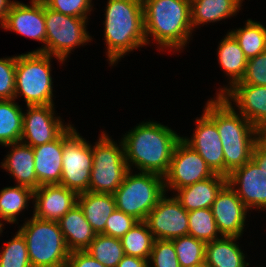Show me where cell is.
Listing matches in <instances>:
<instances>
[{
	"instance_id": "obj_23",
	"label": "cell",
	"mask_w": 266,
	"mask_h": 267,
	"mask_svg": "<svg viewBox=\"0 0 266 267\" xmlns=\"http://www.w3.org/2000/svg\"><path fill=\"white\" fill-rule=\"evenodd\" d=\"M57 222L70 252L85 251L97 235L78 203Z\"/></svg>"
},
{
	"instance_id": "obj_38",
	"label": "cell",
	"mask_w": 266,
	"mask_h": 267,
	"mask_svg": "<svg viewBox=\"0 0 266 267\" xmlns=\"http://www.w3.org/2000/svg\"><path fill=\"white\" fill-rule=\"evenodd\" d=\"M16 56L0 58V100L14 99Z\"/></svg>"
},
{
	"instance_id": "obj_34",
	"label": "cell",
	"mask_w": 266,
	"mask_h": 267,
	"mask_svg": "<svg viewBox=\"0 0 266 267\" xmlns=\"http://www.w3.org/2000/svg\"><path fill=\"white\" fill-rule=\"evenodd\" d=\"M175 247L180 267H190L201 264L205 259L206 243L186 235L171 240Z\"/></svg>"
},
{
	"instance_id": "obj_15",
	"label": "cell",
	"mask_w": 266,
	"mask_h": 267,
	"mask_svg": "<svg viewBox=\"0 0 266 267\" xmlns=\"http://www.w3.org/2000/svg\"><path fill=\"white\" fill-rule=\"evenodd\" d=\"M221 236L241 237L249 210L227 183L211 206Z\"/></svg>"
},
{
	"instance_id": "obj_27",
	"label": "cell",
	"mask_w": 266,
	"mask_h": 267,
	"mask_svg": "<svg viewBox=\"0 0 266 267\" xmlns=\"http://www.w3.org/2000/svg\"><path fill=\"white\" fill-rule=\"evenodd\" d=\"M243 0H191L192 28L208 22H217L239 12Z\"/></svg>"
},
{
	"instance_id": "obj_30",
	"label": "cell",
	"mask_w": 266,
	"mask_h": 267,
	"mask_svg": "<svg viewBox=\"0 0 266 267\" xmlns=\"http://www.w3.org/2000/svg\"><path fill=\"white\" fill-rule=\"evenodd\" d=\"M33 199V190L29 187L16 185L5 187L0 191V212L2 220L15 223L20 212L29 206L27 203Z\"/></svg>"
},
{
	"instance_id": "obj_31",
	"label": "cell",
	"mask_w": 266,
	"mask_h": 267,
	"mask_svg": "<svg viewBox=\"0 0 266 267\" xmlns=\"http://www.w3.org/2000/svg\"><path fill=\"white\" fill-rule=\"evenodd\" d=\"M125 255L143 258L148 261L154 237L145 221H138L120 239Z\"/></svg>"
},
{
	"instance_id": "obj_40",
	"label": "cell",
	"mask_w": 266,
	"mask_h": 267,
	"mask_svg": "<svg viewBox=\"0 0 266 267\" xmlns=\"http://www.w3.org/2000/svg\"><path fill=\"white\" fill-rule=\"evenodd\" d=\"M137 222L134 217L115 209L108 217L102 234L121 239Z\"/></svg>"
},
{
	"instance_id": "obj_20",
	"label": "cell",
	"mask_w": 266,
	"mask_h": 267,
	"mask_svg": "<svg viewBox=\"0 0 266 267\" xmlns=\"http://www.w3.org/2000/svg\"><path fill=\"white\" fill-rule=\"evenodd\" d=\"M63 146L64 132L52 142L32 147L38 187L46 184H60Z\"/></svg>"
},
{
	"instance_id": "obj_10",
	"label": "cell",
	"mask_w": 266,
	"mask_h": 267,
	"mask_svg": "<svg viewBox=\"0 0 266 267\" xmlns=\"http://www.w3.org/2000/svg\"><path fill=\"white\" fill-rule=\"evenodd\" d=\"M92 162V145L80 136L70 124L64 131L60 185L75 191L77 194L87 192Z\"/></svg>"
},
{
	"instance_id": "obj_33",
	"label": "cell",
	"mask_w": 266,
	"mask_h": 267,
	"mask_svg": "<svg viewBox=\"0 0 266 267\" xmlns=\"http://www.w3.org/2000/svg\"><path fill=\"white\" fill-rule=\"evenodd\" d=\"M219 234L211 208H200L188 212V235L209 243L221 238Z\"/></svg>"
},
{
	"instance_id": "obj_26",
	"label": "cell",
	"mask_w": 266,
	"mask_h": 267,
	"mask_svg": "<svg viewBox=\"0 0 266 267\" xmlns=\"http://www.w3.org/2000/svg\"><path fill=\"white\" fill-rule=\"evenodd\" d=\"M239 237L222 236L206 243L204 262L208 267H247L245 254L235 243Z\"/></svg>"
},
{
	"instance_id": "obj_46",
	"label": "cell",
	"mask_w": 266,
	"mask_h": 267,
	"mask_svg": "<svg viewBox=\"0 0 266 267\" xmlns=\"http://www.w3.org/2000/svg\"><path fill=\"white\" fill-rule=\"evenodd\" d=\"M1 221H2V220H0V234H1V232H3L2 229L4 228V227H3L4 225H3V223H2Z\"/></svg>"
},
{
	"instance_id": "obj_45",
	"label": "cell",
	"mask_w": 266,
	"mask_h": 267,
	"mask_svg": "<svg viewBox=\"0 0 266 267\" xmlns=\"http://www.w3.org/2000/svg\"><path fill=\"white\" fill-rule=\"evenodd\" d=\"M190 267H208V266L206 265L205 262H203L201 264H198V265H195V266H190Z\"/></svg>"
},
{
	"instance_id": "obj_9",
	"label": "cell",
	"mask_w": 266,
	"mask_h": 267,
	"mask_svg": "<svg viewBox=\"0 0 266 267\" xmlns=\"http://www.w3.org/2000/svg\"><path fill=\"white\" fill-rule=\"evenodd\" d=\"M87 18H78L56 12L45 5V46L33 50L56 57L61 64L75 46L85 45L91 38L86 31Z\"/></svg>"
},
{
	"instance_id": "obj_42",
	"label": "cell",
	"mask_w": 266,
	"mask_h": 267,
	"mask_svg": "<svg viewBox=\"0 0 266 267\" xmlns=\"http://www.w3.org/2000/svg\"><path fill=\"white\" fill-rule=\"evenodd\" d=\"M252 160L266 172V133H261L253 150Z\"/></svg>"
},
{
	"instance_id": "obj_11",
	"label": "cell",
	"mask_w": 266,
	"mask_h": 267,
	"mask_svg": "<svg viewBox=\"0 0 266 267\" xmlns=\"http://www.w3.org/2000/svg\"><path fill=\"white\" fill-rule=\"evenodd\" d=\"M214 174L205 160L181 138L174 149L168 171L163 176L165 191L181 189Z\"/></svg>"
},
{
	"instance_id": "obj_43",
	"label": "cell",
	"mask_w": 266,
	"mask_h": 267,
	"mask_svg": "<svg viewBox=\"0 0 266 267\" xmlns=\"http://www.w3.org/2000/svg\"><path fill=\"white\" fill-rule=\"evenodd\" d=\"M148 265L146 259L124 255L116 267H148Z\"/></svg>"
},
{
	"instance_id": "obj_28",
	"label": "cell",
	"mask_w": 266,
	"mask_h": 267,
	"mask_svg": "<svg viewBox=\"0 0 266 267\" xmlns=\"http://www.w3.org/2000/svg\"><path fill=\"white\" fill-rule=\"evenodd\" d=\"M15 98L0 100V145L20 142L23 126V112Z\"/></svg>"
},
{
	"instance_id": "obj_44",
	"label": "cell",
	"mask_w": 266,
	"mask_h": 267,
	"mask_svg": "<svg viewBox=\"0 0 266 267\" xmlns=\"http://www.w3.org/2000/svg\"><path fill=\"white\" fill-rule=\"evenodd\" d=\"M15 1L11 0H0V25L2 26L5 18L10 11L12 5L14 4Z\"/></svg>"
},
{
	"instance_id": "obj_14",
	"label": "cell",
	"mask_w": 266,
	"mask_h": 267,
	"mask_svg": "<svg viewBox=\"0 0 266 267\" xmlns=\"http://www.w3.org/2000/svg\"><path fill=\"white\" fill-rule=\"evenodd\" d=\"M227 183L248 209L266 210V172L252 159L232 171Z\"/></svg>"
},
{
	"instance_id": "obj_21",
	"label": "cell",
	"mask_w": 266,
	"mask_h": 267,
	"mask_svg": "<svg viewBox=\"0 0 266 267\" xmlns=\"http://www.w3.org/2000/svg\"><path fill=\"white\" fill-rule=\"evenodd\" d=\"M227 184V177L214 174L205 180L175 190V199L188 212L200 208H211L220 190Z\"/></svg>"
},
{
	"instance_id": "obj_16",
	"label": "cell",
	"mask_w": 266,
	"mask_h": 267,
	"mask_svg": "<svg viewBox=\"0 0 266 267\" xmlns=\"http://www.w3.org/2000/svg\"><path fill=\"white\" fill-rule=\"evenodd\" d=\"M196 129L193 136L183 138L207 163L211 170L225 176L223 146L216 124L203 112L196 119Z\"/></svg>"
},
{
	"instance_id": "obj_18",
	"label": "cell",
	"mask_w": 266,
	"mask_h": 267,
	"mask_svg": "<svg viewBox=\"0 0 266 267\" xmlns=\"http://www.w3.org/2000/svg\"><path fill=\"white\" fill-rule=\"evenodd\" d=\"M221 97L235 102L240 115L266 133V86L234 84Z\"/></svg>"
},
{
	"instance_id": "obj_41",
	"label": "cell",
	"mask_w": 266,
	"mask_h": 267,
	"mask_svg": "<svg viewBox=\"0 0 266 267\" xmlns=\"http://www.w3.org/2000/svg\"><path fill=\"white\" fill-rule=\"evenodd\" d=\"M66 267H106L86 251L70 252Z\"/></svg>"
},
{
	"instance_id": "obj_35",
	"label": "cell",
	"mask_w": 266,
	"mask_h": 267,
	"mask_svg": "<svg viewBox=\"0 0 266 267\" xmlns=\"http://www.w3.org/2000/svg\"><path fill=\"white\" fill-rule=\"evenodd\" d=\"M0 267H32L26 240L19 230L0 252Z\"/></svg>"
},
{
	"instance_id": "obj_19",
	"label": "cell",
	"mask_w": 266,
	"mask_h": 267,
	"mask_svg": "<svg viewBox=\"0 0 266 267\" xmlns=\"http://www.w3.org/2000/svg\"><path fill=\"white\" fill-rule=\"evenodd\" d=\"M78 194L60 184L41 185L33 190V216L43 220L58 221L75 204Z\"/></svg>"
},
{
	"instance_id": "obj_7",
	"label": "cell",
	"mask_w": 266,
	"mask_h": 267,
	"mask_svg": "<svg viewBox=\"0 0 266 267\" xmlns=\"http://www.w3.org/2000/svg\"><path fill=\"white\" fill-rule=\"evenodd\" d=\"M166 194L164 178L149 172L132 174L128 170L122 184L113 193L116 209L145 221L147 215Z\"/></svg>"
},
{
	"instance_id": "obj_37",
	"label": "cell",
	"mask_w": 266,
	"mask_h": 267,
	"mask_svg": "<svg viewBox=\"0 0 266 267\" xmlns=\"http://www.w3.org/2000/svg\"><path fill=\"white\" fill-rule=\"evenodd\" d=\"M92 0H43L45 5L64 15L88 18V13L92 10Z\"/></svg>"
},
{
	"instance_id": "obj_6",
	"label": "cell",
	"mask_w": 266,
	"mask_h": 267,
	"mask_svg": "<svg viewBox=\"0 0 266 267\" xmlns=\"http://www.w3.org/2000/svg\"><path fill=\"white\" fill-rule=\"evenodd\" d=\"M42 52L16 56L15 96H23L27 106L54 105L51 58Z\"/></svg>"
},
{
	"instance_id": "obj_8",
	"label": "cell",
	"mask_w": 266,
	"mask_h": 267,
	"mask_svg": "<svg viewBox=\"0 0 266 267\" xmlns=\"http://www.w3.org/2000/svg\"><path fill=\"white\" fill-rule=\"evenodd\" d=\"M92 146L93 164L90 173L89 192L113 194L122 184L128 169L122 141L115 143L102 132Z\"/></svg>"
},
{
	"instance_id": "obj_32",
	"label": "cell",
	"mask_w": 266,
	"mask_h": 267,
	"mask_svg": "<svg viewBox=\"0 0 266 267\" xmlns=\"http://www.w3.org/2000/svg\"><path fill=\"white\" fill-rule=\"evenodd\" d=\"M85 251L106 267H116L125 255L121 240L104 234H97Z\"/></svg>"
},
{
	"instance_id": "obj_3",
	"label": "cell",
	"mask_w": 266,
	"mask_h": 267,
	"mask_svg": "<svg viewBox=\"0 0 266 267\" xmlns=\"http://www.w3.org/2000/svg\"><path fill=\"white\" fill-rule=\"evenodd\" d=\"M104 15L106 55L110 65L147 44L142 0H108Z\"/></svg>"
},
{
	"instance_id": "obj_5",
	"label": "cell",
	"mask_w": 266,
	"mask_h": 267,
	"mask_svg": "<svg viewBox=\"0 0 266 267\" xmlns=\"http://www.w3.org/2000/svg\"><path fill=\"white\" fill-rule=\"evenodd\" d=\"M32 267H66L70 251L57 221L32 216L19 229Z\"/></svg>"
},
{
	"instance_id": "obj_25",
	"label": "cell",
	"mask_w": 266,
	"mask_h": 267,
	"mask_svg": "<svg viewBox=\"0 0 266 267\" xmlns=\"http://www.w3.org/2000/svg\"><path fill=\"white\" fill-rule=\"evenodd\" d=\"M77 203L95 233L102 234L108 217L116 209L114 195L87 191L78 194Z\"/></svg>"
},
{
	"instance_id": "obj_17",
	"label": "cell",
	"mask_w": 266,
	"mask_h": 267,
	"mask_svg": "<svg viewBox=\"0 0 266 267\" xmlns=\"http://www.w3.org/2000/svg\"><path fill=\"white\" fill-rule=\"evenodd\" d=\"M0 27L43 42L45 45V3L43 0H31L29 6L15 1Z\"/></svg>"
},
{
	"instance_id": "obj_22",
	"label": "cell",
	"mask_w": 266,
	"mask_h": 267,
	"mask_svg": "<svg viewBox=\"0 0 266 267\" xmlns=\"http://www.w3.org/2000/svg\"><path fill=\"white\" fill-rule=\"evenodd\" d=\"M12 147L1 166L8 171L17 185H22L35 190L38 188V179L34 167V151L29 145L22 142L7 144Z\"/></svg>"
},
{
	"instance_id": "obj_24",
	"label": "cell",
	"mask_w": 266,
	"mask_h": 267,
	"mask_svg": "<svg viewBox=\"0 0 266 267\" xmlns=\"http://www.w3.org/2000/svg\"><path fill=\"white\" fill-rule=\"evenodd\" d=\"M217 51L219 65L230 78L229 87L220 88V91L216 94L217 96H222L235 83L241 81L246 71L248 59L245 57L238 42L229 32L221 40Z\"/></svg>"
},
{
	"instance_id": "obj_1",
	"label": "cell",
	"mask_w": 266,
	"mask_h": 267,
	"mask_svg": "<svg viewBox=\"0 0 266 267\" xmlns=\"http://www.w3.org/2000/svg\"><path fill=\"white\" fill-rule=\"evenodd\" d=\"M181 138L161 123L149 120L138 124L121 139L128 169L135 165L140 172L164 176Z\"/></svg>"
},
{
	"instance_id": "obj_39",
	"label": "cell",
	"mask_w": 266,
	"mask_h": 267,
	"mask_svg": "<svg viewBox=\"0 0 266 267\" xmlns=\"http://www.w3.org/2000/svg\"><path fill=\"white\" fill-rule=\"evenodd\" d=\"M235 84L266 86V51L247 60L245 74Z\"/></svg>"
},
{
	"instance_id": "obj_36",
	"label": "cell",
	"mask_w": 266,
	"mask_h": 267,
	"mask_svg": "<svg viewBox=\"0 0 266 267\" xmlns=\"http://www.w3.org/2000/svg\"><path fill=\"white\" fill-rule=\"evenodd\" d=\"M151 260V261H150ZM152 267H180L175 247L171 240H154L148 264ZM151 267V265H148Z\"/></svg>"
},
{
	"instance_id": "obj_13",
	"label": "cell",
	"mask_w": 266,
	"mask_h": 267,
	"mask_svg": "<svg viewBox=\"0 0 266 267\" xmlns=\"http://www.w3.org/2000/svg\"><path fill=\"white\" fill-rule=\"evenodd\" d=\"M54 105L27 106L20 142L36 147L56 140L70 125L54 115Z\"/></svg>"
},
{
	"instance_id": "obj_29",
	"label": "cell",
	"mask_w": 266,
	"mask_h": 267,
	"mask_svg": "<svg viewBox=\"0 0 266 267\" xmlns=\"http://www.w3.org/2000/svg\"><path fill=\"white\" fill-rule=\"evenodd\" d=\"M243 28L230 31L241 47L245 57L250 59L266 51V27L260 22L248 19Z\"/></svg>"
},
{
	"instance_id": "obj_2",
	"label": "cell",
	"mask_w": 266,
	"mask_h": 267,
	"mask_svg": "<svg viewBox=\"0 0 266 267\" xmlns=\"http://www.w3.org/2000/svg\"><path fill=\"white\" fill-rule=\"evenodd\" d=\"M204 113L216 124L223 146L225 176L252 159L260 132L245 117L239 115L232 102L221 96L210 99ZM238 113V114H237Z\"/></svg>"
},
{
	"instance_id": "obj_12",
	"label": "cell",
	"mask_w": 266,
	"mask_h": 267,
	"mask_svg": "<svg viewBox=\"0 0 266 267\" xmlns=\"http://www.w3.org/2000/svg\"><path fill=\"white\" fill-rule=\"evenodd\" d=\"M145 222L155 240H172L188 235V211L175 199L166 197L158 201Z\"/></svg>"
},
{
	"instance_id": "obj_4",
	"label": "cell",
	"mask_w": 266,
	"mask_h": 267,
	"mask_svg": "<svg viewBox=\"0 0 266 267\" xmlns=\"http://www.w3.org/2000/svg\"><path fill=\"white\" fill-rule=\"evenodd\" d=\"M146 42L149 36L159 49L176 51L185 47L190 40V0H142ZM186 44V45H185ZM161 47V48H160Z\"/></svg>"
}]
</instances>
